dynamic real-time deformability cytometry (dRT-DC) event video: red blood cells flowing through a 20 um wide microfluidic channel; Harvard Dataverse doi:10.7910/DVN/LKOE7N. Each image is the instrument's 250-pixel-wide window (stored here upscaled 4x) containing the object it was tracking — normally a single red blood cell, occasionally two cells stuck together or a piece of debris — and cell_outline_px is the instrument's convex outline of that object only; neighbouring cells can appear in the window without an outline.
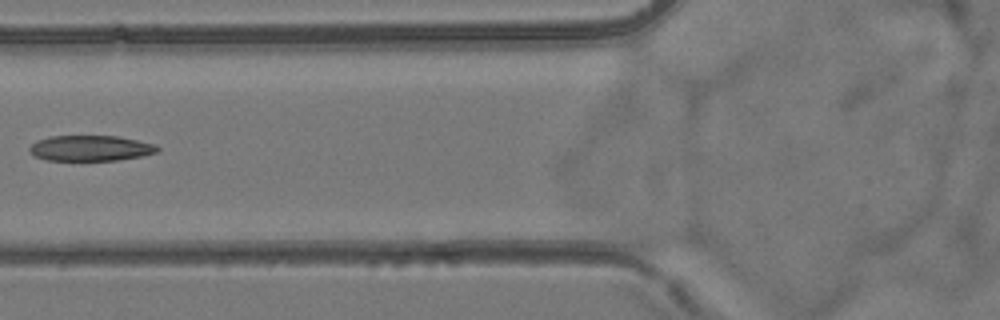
{"species": "common noctule bat (a hibernating species)", "species_latin": "Nyctalus noctula", "temperature_condition": "room temperature", "stored_images_in_passage": 6, "camera_frame_rate_fps": 3000, "um_per_image_px": 0.085, "animal": {"sex": "female", "body_mass_g": 24.6, "forearm_length_mm": 56.2}, "frame": {"image": 1, "passage_image": 6, "time_ms": 6.667, "image_size_px": [1000, 320], "cell_outline_px": [[160, 148], [156, 152], [140, 156], [116, 160], [48, 160], [36, 156], [28, 152], [28, 148], [36, 140], [52, 136], [116, 136], [156, 144]], "centroid_in_image_um": [7.66, 12.59], "position_along_channel_um": 118.1, "area_um2": 18.9}}